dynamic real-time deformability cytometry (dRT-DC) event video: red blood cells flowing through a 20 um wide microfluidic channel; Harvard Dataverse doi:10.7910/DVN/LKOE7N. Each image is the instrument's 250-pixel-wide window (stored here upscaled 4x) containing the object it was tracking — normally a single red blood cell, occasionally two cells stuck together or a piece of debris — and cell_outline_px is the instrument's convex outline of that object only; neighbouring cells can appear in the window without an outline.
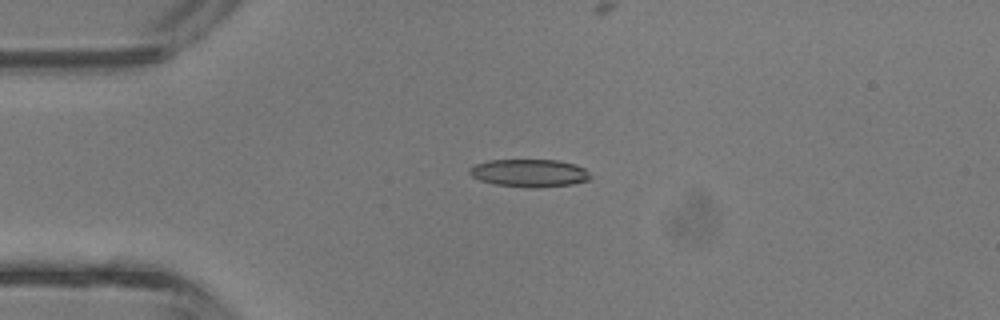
{"species": "common noctule bat (a hibernating species)", "species_latin": "Nyctalus noctula", "temperature_condition": "room temperature", "stored_images_in_passage": 5, "camera_frame_rate_fps": 3000, "um_per_image_px": 0.085, "animal": {"sex": "male", "body_mass_g": 13.3}, "frame": {"image": 1, "passage_image": 3, "time_ms": 0.667, "image_size_px": [1000, 320], "cell_outline_px": [[592, 176], [588, 180], [572, 184], [536, 188], [532, 188], [496, 184], [480, 180], [472, 176], [468, 172], [468, 168], [476, 164], [488, 160], [556, 160], [576, 164], [584, 168]], "centroid_in_image_um": [45.0, 14.7], "position_along_channel_um": 40.0, "area_um2": 19.54}}